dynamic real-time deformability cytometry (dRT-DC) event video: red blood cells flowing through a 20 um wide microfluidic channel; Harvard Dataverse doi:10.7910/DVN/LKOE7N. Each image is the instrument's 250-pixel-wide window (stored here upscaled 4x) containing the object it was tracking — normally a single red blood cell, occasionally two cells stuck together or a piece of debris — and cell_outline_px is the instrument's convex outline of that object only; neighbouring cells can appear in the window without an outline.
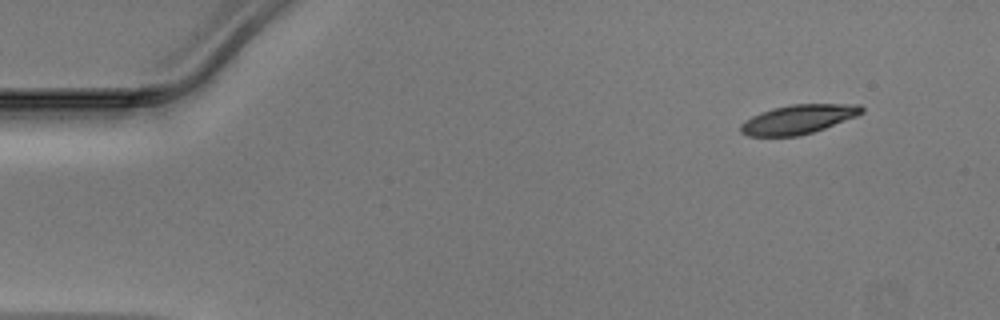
{"species": "Egyptian fruit bat (a non-hibernating species)", "species_latin": "Rousettus aegyptiacus", "temperature_condition": "warm", "stored_images_in_passage": 45, "camera_frame_rate_fps": 3000, "um_per_image_px": 0.085, "animal": {"sex": "male"}, "frame": {"image": 1, "passage_image": 1, "time_ms": 0.0, "image_size_px": [1000, 320], "cell_outline_px": [[864, 112], [856, 116], [824, 128], [812, 132], [796, 136], [748, 136], [740, 132], [740, 124], [744, 120], [760, 112], [772, 108], [792, 104], [860, 104], [864, 108]], "centroid_in_image_um": [67.83, 10.13], "position_along_channel_um": 17.2, "area_um2": 20.52}}
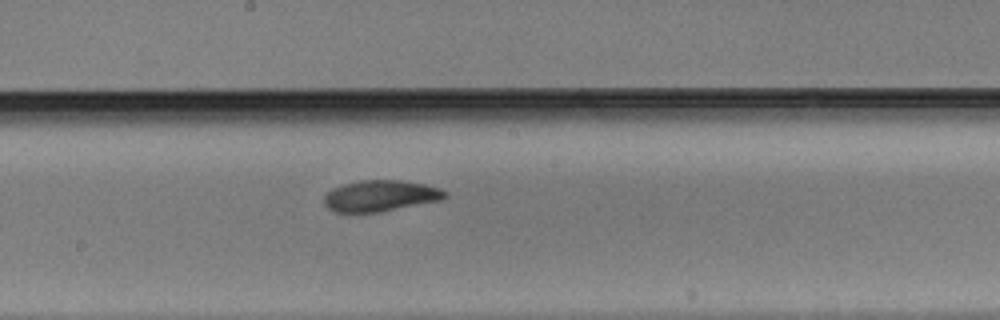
{"frame": {"image": 2, "passage_image": 23, "time_ms": 7.333, "image_size_px": [1000, 320], "cell_outline_px": [[448, 196], [444, 200], [380, 212], [336, 212], [328, 208], [324, 204], [324, 196], [332, 188], [344, 184], [360, 180], [400, 180], [424, 184], [440, 188], [448, 192]], "centroid_in_image_um": [32.38, 16.65], "position_along_channel_um": 215.8, "area_um2": 22.14}}
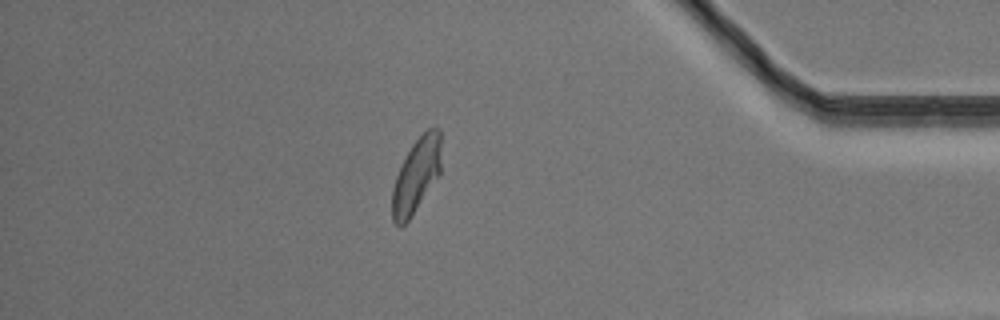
{"frame": {"image": 3, "passage_image": 39, "time_ms": 12.667, "image_size_px": [1000, 320], "cell_outline_px": [[440, 176], [408, 220], [400, 228], [392, 220], [392, 188], [396, 176], [412, 144], [428, 128], [440, 128]], "centroid_in_image_um": [35.39, 14.94], "position_along_channel_um": 399.8, "area_um2": 21.1}}